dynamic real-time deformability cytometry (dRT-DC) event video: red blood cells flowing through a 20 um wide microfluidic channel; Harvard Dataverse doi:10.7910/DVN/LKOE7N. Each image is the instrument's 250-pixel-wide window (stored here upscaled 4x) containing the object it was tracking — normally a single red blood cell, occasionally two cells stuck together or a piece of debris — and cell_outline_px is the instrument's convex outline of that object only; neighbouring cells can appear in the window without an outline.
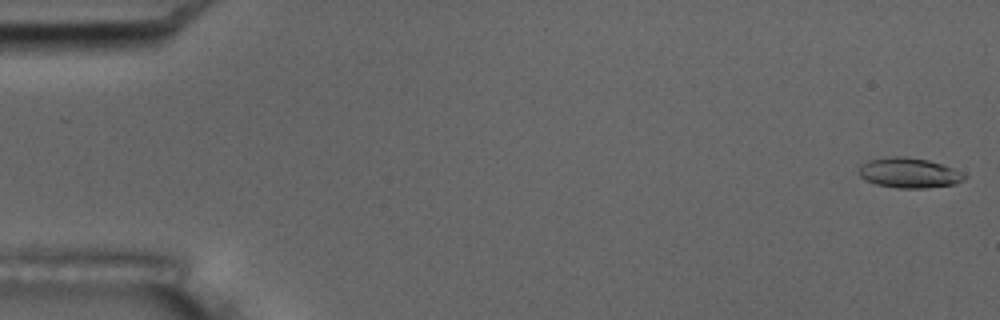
{"species": "common noctule bat (a hibernating species)", "species_latin": "Nyctalus noctula", "temperature_condition": "room temperature", "stored_images_in_passage": 7, "camera_frame_rate_fps": 3000, "um_per_image_px": 0.085, "animal": {"sex": "male", "body_mass_g": 17.5, "forearm_length_mm": 52.3}, "frame": {"image": 1, "passage_image": 1, "time_ms": 0.0, "image_size_px": [1000, 320], "cell_outline_px": [[968, 176], [964, 180], [952, 184], [924, 188], [896, 188], [876, 184], [864, 180], [860, 176], [860, 164], [868, 160], [892, 156], [904, 156], [928, 160], [952, 168]], "centroid_in_image_um": [77.23, 14.69], "position_along_channel_um": 7.8, "area_um2": 18.38}}